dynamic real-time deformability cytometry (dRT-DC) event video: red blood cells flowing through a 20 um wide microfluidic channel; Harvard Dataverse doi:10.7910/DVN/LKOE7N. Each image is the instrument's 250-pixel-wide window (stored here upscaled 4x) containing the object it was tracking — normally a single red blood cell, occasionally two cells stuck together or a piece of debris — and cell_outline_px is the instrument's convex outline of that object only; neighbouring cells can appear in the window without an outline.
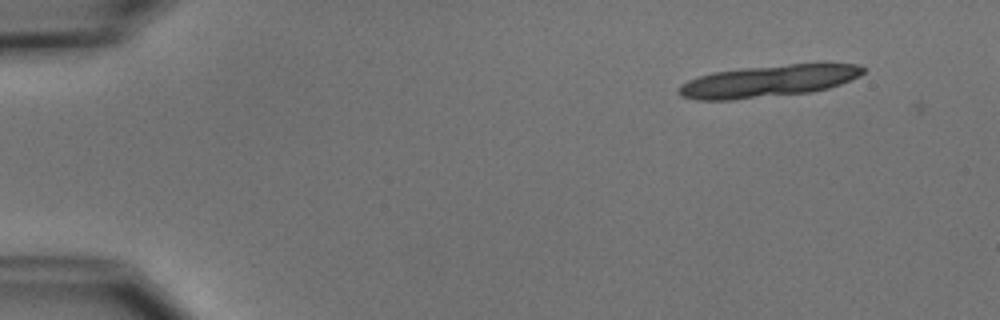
{"species": "common noctule bat (a hibernating species)", "species_latin": "Nyctalus noctula", "temperature_condition": "cold", "stored_images_in_passage": 4, "camera_frame_rate_fps": 3000, "um_per_image_px": 0.085, "animal": {"sex": "male", "body_mass_g": 15.6}, "frame": {"image": 1, "passage_image": 3, "time_ms": 0.667, "image_size_px": [1000, 320], "cell_outline_px": [[864, 72], [860, 76], [840, 84], [828, 88], [812, 92], [732, 100], [696, 100], [680, 96], [676, 92], [676, 88], [680, 84], [688, 80], [712, 72], [744, 68], [788, 64], [860, 64], [864, 68]], "centroid_in_image_um": [65.25, 6.91], "position_along_channel_um": 19.7, "area_um2": 34.33}}